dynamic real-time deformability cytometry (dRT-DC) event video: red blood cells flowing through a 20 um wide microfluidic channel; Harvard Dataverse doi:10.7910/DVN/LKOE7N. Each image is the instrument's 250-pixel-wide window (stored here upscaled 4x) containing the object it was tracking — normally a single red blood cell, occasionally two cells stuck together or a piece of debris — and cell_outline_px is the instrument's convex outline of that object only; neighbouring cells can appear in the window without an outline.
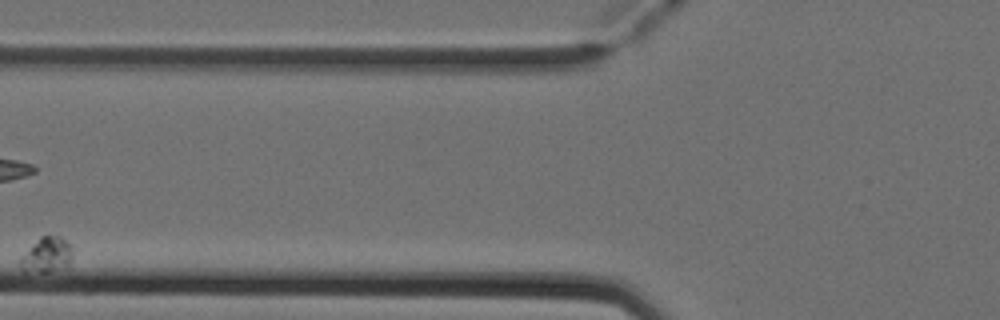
{"species": "Egyptian fruit bat (a non-hibernating species)", "species_latin": "Rousettus aegyptiacus", "temperature_condition": "cold", "stored_images_in_passage": 10, "camera_frame_rate_fps": 3000, "um_per_image_px": 0.085, "animal": {"sex": "female"}, "frame": {"image": 1, "passage_image": 5, "time_ms": 1.333, "image_size_px": [1000, 320], "cell_outline_px": [[76, 248], [68, 264], [52, 272], [20, 272], [20, 256], [40, 236], [60, 236], [72, 244]], "centroid_in_image_um": [3.98, 21.66], "position_along_channel_um": 121.8, "area_um2": 11.1}}
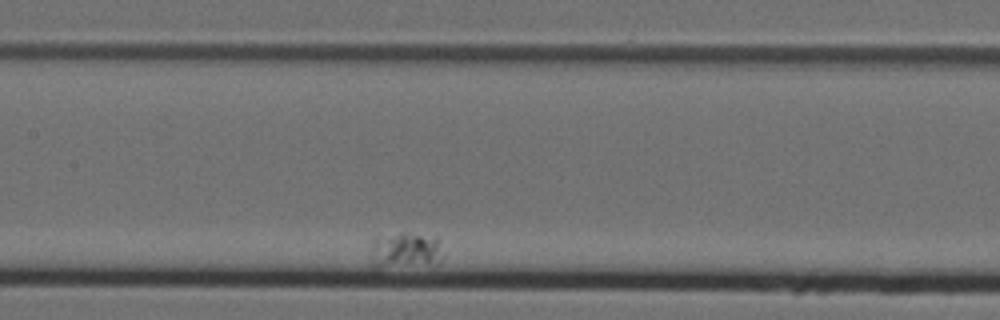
{"frame": {"image": 2, "passage_image": 7, "time_ms": 2.0, "image_size_px": [1000, 320], "cell_outline_px": [[444, 256], [440, 260], [380, 268], [372, 268], [368, 264], [372, 244], [376, 236], [400, 232], [404, 232], [436, 236], [444, 252]], "centroid_in_image_um": [34.36, 21.23], "position_along_channel_um": 173.0, "area_um2": 15.32}}
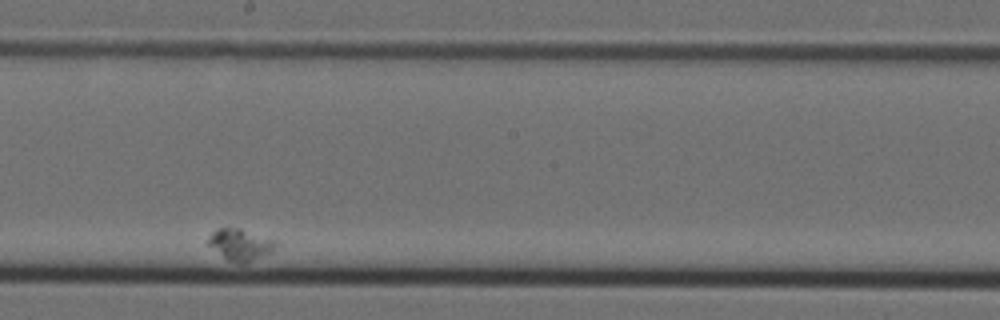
{"frame": {"image": 3, "passage_image": 9, "time_ms": 2.667, "image_size_px": [1000, 320], "cell_outline_px": [[276, 244], [268, 252], [244, 264], [240, 264], [228, 260], [208, 244], [208, 240], [212, 232], [216, 228], [228, 224], [276, 240]], "centroid_in_image_um": [20.37, 20.73], "position_along_channel_um": 227.8, "area_um2": 12.31}}